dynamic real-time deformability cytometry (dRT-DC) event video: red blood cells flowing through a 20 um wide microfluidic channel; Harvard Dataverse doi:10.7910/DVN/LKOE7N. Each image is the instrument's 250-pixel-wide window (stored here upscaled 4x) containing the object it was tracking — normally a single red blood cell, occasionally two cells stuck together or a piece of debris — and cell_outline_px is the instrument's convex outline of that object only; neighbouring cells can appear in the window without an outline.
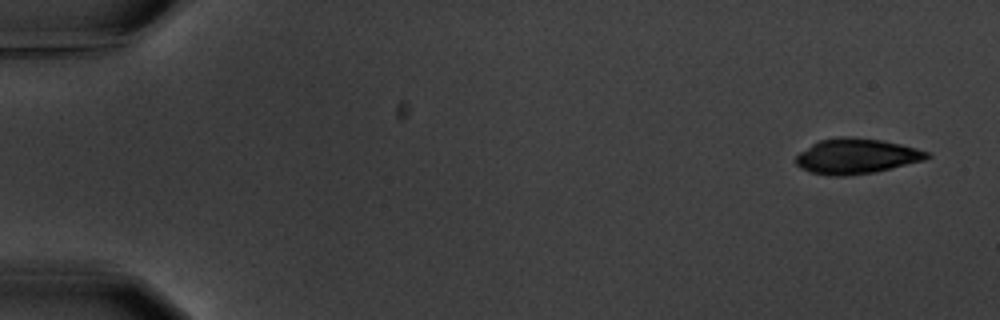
{"species": "common noctule bat (a hibernating species)", "species_latin": "Nyctalus noctula", "temperature_condition": "warm", "stored_images_in_passage": 4, "camera_frame_rate_fps": 3000, "um_per_image_px": 0.085, "animal": {"sex": "male", "body_mass_g": 20.1, "forearm_length_mm": 53.5}, "frame": {"image": 1, "passage_image": 1, "time_ms": 0.0, "image_size_px": [1000, 320], "cell_outline_px": [[932, 156], [924, 160], [892, 168], [872, 172], [844, 176], [832, 176], [812, 172], [800, 168], [796, 164], [796, 156], [800, 152], [812, 144], [820, 140], [840, 136], [848, 136], [880, 140], [900, 144], [916, 148], [928, 152]], "centroid_in_image_um": [72.78, 13.27], "position_along_channel_um": 12.2, "area_um2": 26.7}}
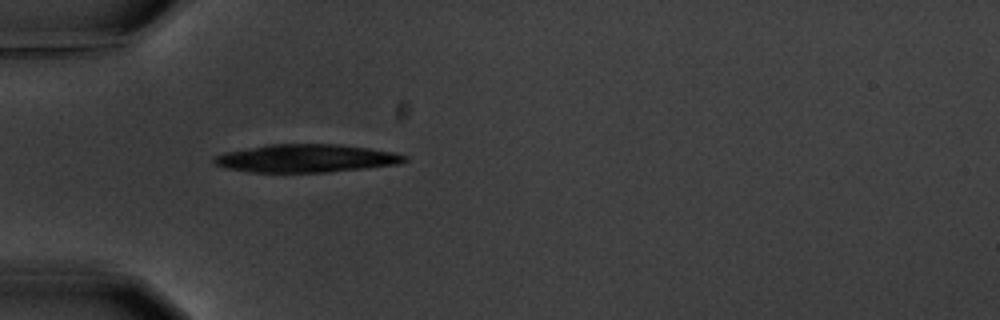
{"frame": {"image": 2, "passage_image": 4, "time_ms": 5.0, "image_size_px": [1000, 320], "cell_outline_px": [[408, 160], [400, 164], [328, 172], [252, 172], [224, 168], [216, 164], [212, 160], [216, 156], [224, 152], [268, 144], [340, 144], [396, 152], [408, 156]], "centroid_in_image_um": [26.05, 13.45], "position_along_channel_um": 58.9, "area_um2": 31.21}}